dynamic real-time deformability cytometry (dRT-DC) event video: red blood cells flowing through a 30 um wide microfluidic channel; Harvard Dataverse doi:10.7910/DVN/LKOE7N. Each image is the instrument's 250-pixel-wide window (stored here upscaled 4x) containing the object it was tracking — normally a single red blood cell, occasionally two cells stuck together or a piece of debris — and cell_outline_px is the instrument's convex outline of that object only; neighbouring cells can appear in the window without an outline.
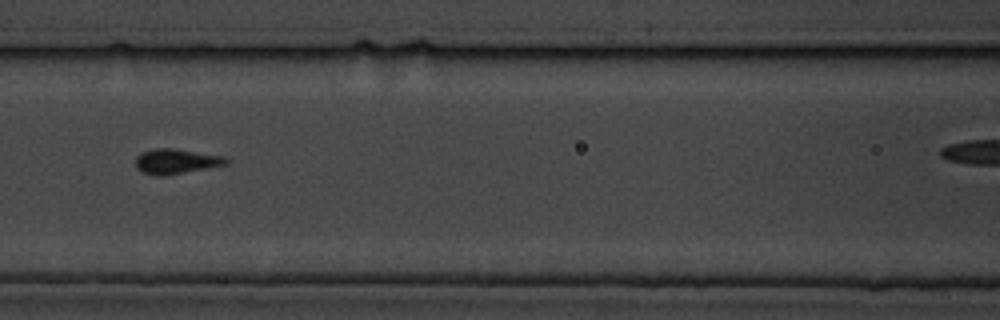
{"species": "common noctule bat (a hibernating species)", "species_latin": "Nyctalus noctula", "temperature_condition": "cold", "stored_images_in_passage": 10, "camera_frame_rate_fps": 3000, "um_per_image_px": 0.085, "animal": {"sex": "male", "body_mass_g": 19.5, "forearm_length_mm": 54.6}, "frame": {"image": 1, "passage_image": 6, "time_ms": 5.667, "image_size_px": [1000, 320], "cell_outline_px": [[232, 160], [228, 164], [208, 168], [160, 176], [156, 176], [144, 172], [136, 168], [136, 156], [140, 152], [152, 148], [176, 148], [224, 156]], "centroid_in_image_um": [14.99, 13.69], "position_along_channel_um": 151.6, "area_um2": 13.35}}
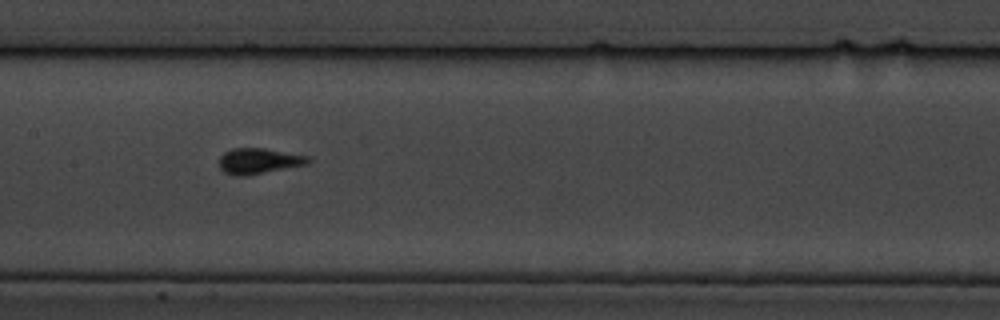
{"frame": {"image": 2, "passage_image": 7, "time_ms": 6.667, "image_size_px": [1000, 320], "cell_outline_px": [[312, 160], [308, 164], [244, 176], [236, 176], [224, 172], [220, 168], [220, 156], [224, 152], [232, 148], [264, 148], [308, 156]], "centroid_in_image_um": [21.99, 13.68], "position_along_channel_um": 185.4, "area_um2": 13.24}}
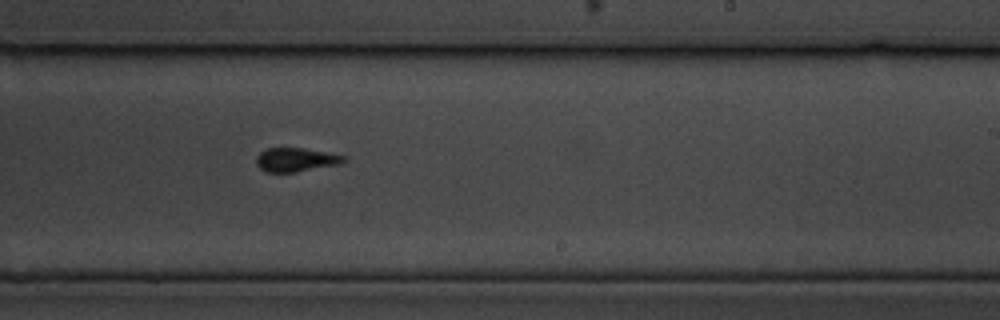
{"frame": {"image": 3, "passage_image": 9, "time_ms": 9.0, "image_size_px": [1000, 320], "cell_outline_px": [[348, 160], [340, 164], [292, 172], [264, 172], [256, 164], [256, 156], [260, 152], [268, 148], [304, 148], [348, 156]], "centroid_in_image_um": [25.16, 13.57], "position_along_channel_um": 263.8, "area_um2": 12.2}}